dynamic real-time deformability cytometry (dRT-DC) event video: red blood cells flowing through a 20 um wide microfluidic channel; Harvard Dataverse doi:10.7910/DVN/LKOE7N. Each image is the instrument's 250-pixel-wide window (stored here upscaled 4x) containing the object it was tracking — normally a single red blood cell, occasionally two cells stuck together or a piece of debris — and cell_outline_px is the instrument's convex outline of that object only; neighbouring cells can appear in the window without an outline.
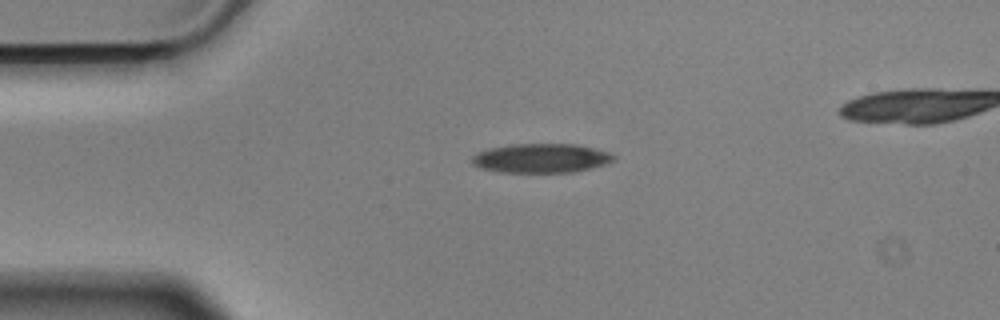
{"species": "Egyptian fruit bat (a non-hibernating species)", "species_latin": "Rousettus aegyptiacus", "temperature_condition": "cold", "stored_images_in_passage": 7, "camera_frame_rate_fps": 3000, "um_per_image_px": 0.085, "animal": {"sex": "male"}, "frame": {"image": 1, "passage_image": 1, "time_ms": 0.0, "image_size_px": [1000, 320], "cell_outline_px": [[616, 160], [608, 164], [572, 172], [500, 172], [480, 168], [472, 164], [472, 156], [476, 152], [492, 148], [512, 144], [576, 144], [612, 152], [616, 156]], "centroid_in_image_um": [46.04, 13.44], "position_along_channel_um": 39.0, "area_um2": 24.28}}
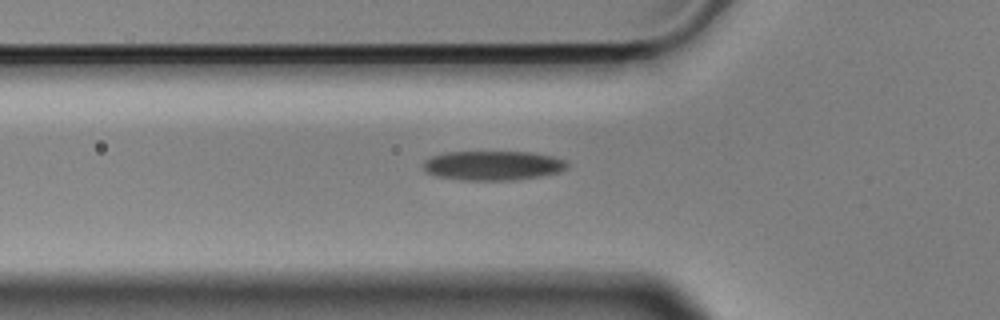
{"frame": {"image": 2, "passage_image": 7, "time_ms": 2.0, "image_size_px": [1000, 320], "cell_outline_px": [[568, 168], [560, 172], [540, 176], [512, 180], [460, 180], [436, 176], [428, 172], [424, 168], [424, 160], [432, 156], [444, 152], [532, 152], [552, 156], [564, 160], [568, 164]], "centroid_in_image_um": [41.91, 14.07], "position_along_channel_um": 83.9, "area_um2": 24.68}}